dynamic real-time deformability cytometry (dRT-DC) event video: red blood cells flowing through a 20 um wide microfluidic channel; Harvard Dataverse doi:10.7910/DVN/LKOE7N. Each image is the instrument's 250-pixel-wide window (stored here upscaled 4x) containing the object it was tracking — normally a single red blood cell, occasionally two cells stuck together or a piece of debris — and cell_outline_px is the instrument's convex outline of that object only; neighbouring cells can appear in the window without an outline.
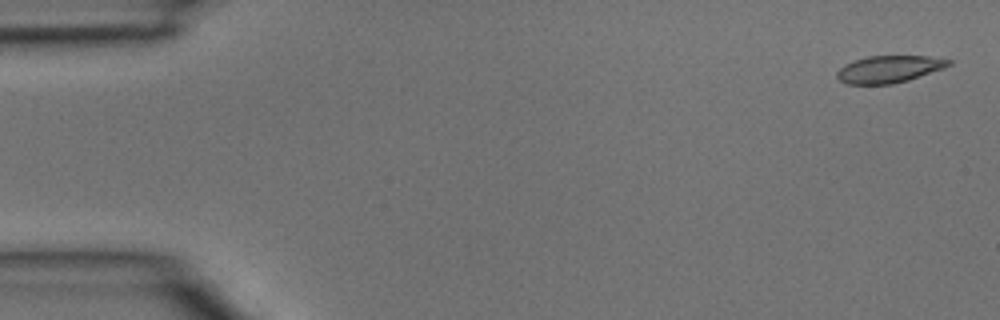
{"species": "common noctule bat (a hibernating species)", "species_latin": "Nyctalus noctula", "temperature_condition": "room temperature", "stored_images_in_passage": 4, "camera_frame_rate_fps": 3000, "um_per_image_px": 0.085, "animal": {"sex": "male", "body_mass_g": 15.6}, "frame": {"image": 1, "passage_image": 1, "time_ms": 0.0, "image_size_px": [1000, 320], "cell_outline_px": [[952, 64], [944, 68], [908, 80], [892, 84], [844, 84], [836, 76], [836, 72], [844, 64], [868, 56], [928, 56], [952, 60]], "centroid_in_image_um": [75.56, 5.88], "position_along_channel_um": 9.4, "area_um2": 17.63}}
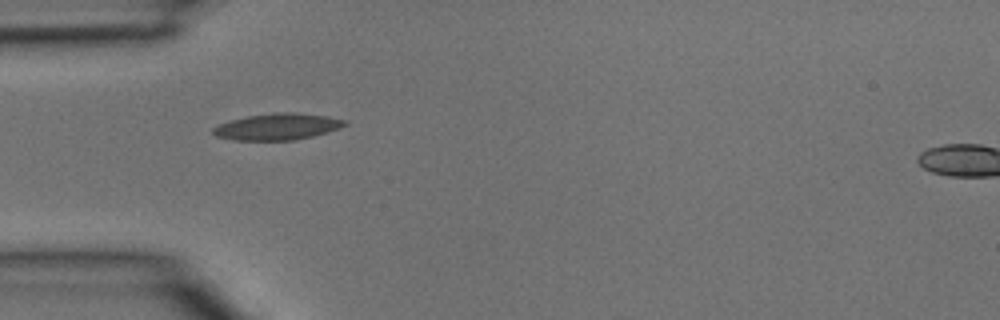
{"frame": {"image": 2, "passage_image": 4, "time_ms": 1.0, "image_size_px": [1000, 320], "cell_outline_px": [[348, 124], [328, 132], [312, 136], [292, 140], [232, 140], [216, 136], [212, 132], [212, 128], [220, 124], [232, 120], [248, 116], [276, 112], [292, 112], [328, 116], [348, 120]], "centroid_in_image_um": [23.6, 10.76], "position_along_channel_um": 61.4, "area_um2": 20.23}}